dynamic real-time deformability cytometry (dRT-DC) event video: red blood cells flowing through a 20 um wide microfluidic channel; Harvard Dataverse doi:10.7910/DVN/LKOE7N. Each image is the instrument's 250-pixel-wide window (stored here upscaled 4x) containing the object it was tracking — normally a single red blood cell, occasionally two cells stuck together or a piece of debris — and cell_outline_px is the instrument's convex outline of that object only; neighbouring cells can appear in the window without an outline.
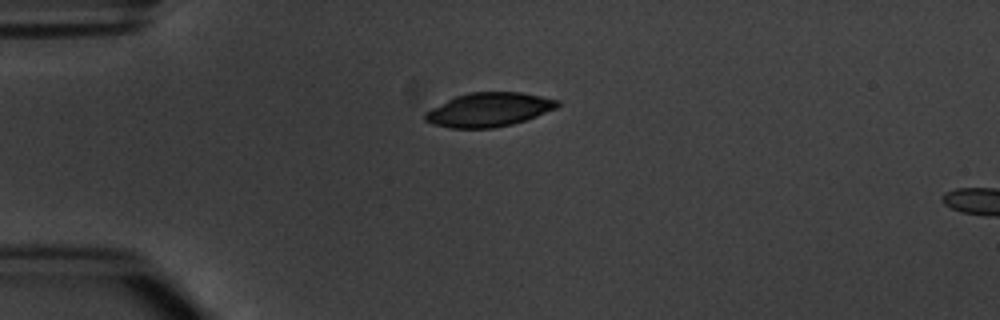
{"species": "common noctule bat (a hibernating species)", "species_latin": "Nyctalus noctula", "temperature_condition": "warm", "stored_images_in_passage": 2, "camera_frame_rate_fps": 3000, "um_per_image_px": 0.085, "animal": {"sex": "male", "body_mass_g": 20.1, "forearm_length_mm": 53.5}, "frame": {"image": 1, "passage_image": 1, "time_ms": 0.0, "image_size_px": [1000, 320], "cell_outline_px": [[560, 104], [556, 108], [536, 116], [512, 124], [492, 128], [452, 128], [432, 124], [424, 120], [424, 112], [456, 96], [468, 92], [520, 92], [560, 100]], "centroid_in_image_um": [41.54, 9.32], "position_along_channel_um": 43.5, "area_um2": 26.01}}